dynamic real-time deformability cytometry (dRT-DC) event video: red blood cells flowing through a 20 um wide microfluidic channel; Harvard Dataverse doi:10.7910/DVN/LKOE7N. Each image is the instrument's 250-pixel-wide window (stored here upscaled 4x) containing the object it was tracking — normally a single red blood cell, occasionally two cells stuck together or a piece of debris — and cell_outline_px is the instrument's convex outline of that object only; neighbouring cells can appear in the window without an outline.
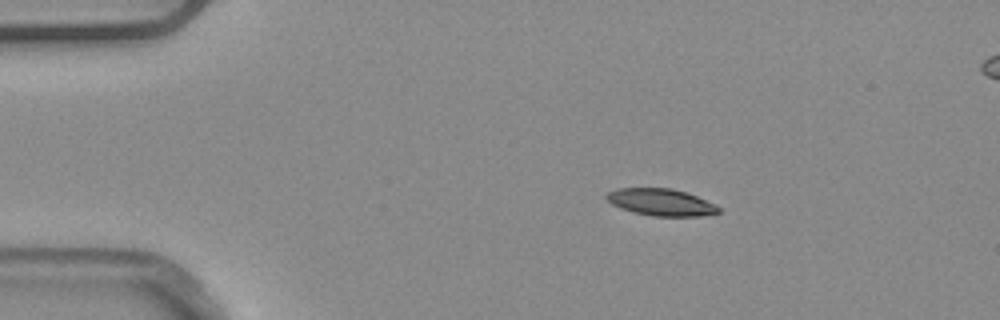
{"species": "common noctule bat (a hibernating species)", "species_latin": "Nyctalus noctula", "temperature_condition": "warm", "stored_images_in_passage": 3, "camera_frame_rate_fps": 3000, "um_per_image_px": 0.085, "animal": {"sex": "male", "body_mass_g": 20.4}, "frame": {"image": 1, "passage_image": 1, "time_ms": 0.0, "image_size_px": [1000, 320], "cell_outline_px": [[720, 212], [700, 216], [652, 216], [632, 212], [620, 208], [612, 204], [604, 196], [608, 192], [616, 188], [672, 188], [688, 192], [716, 204], [720, 208]], "centroid_in_image_um": [56.19, 17.18], "position_along_channel_um": 28.8, "area_um2": 17.8}}